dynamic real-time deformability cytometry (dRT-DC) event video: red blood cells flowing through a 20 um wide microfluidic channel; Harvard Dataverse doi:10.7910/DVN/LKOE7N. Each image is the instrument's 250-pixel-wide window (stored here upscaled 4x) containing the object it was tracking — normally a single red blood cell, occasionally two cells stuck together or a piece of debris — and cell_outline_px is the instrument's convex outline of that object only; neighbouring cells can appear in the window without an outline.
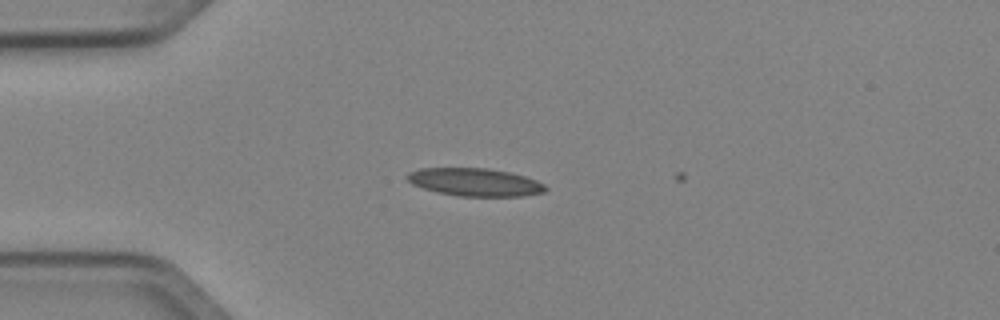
{"species": "Egyptian fruit bat (a non-hibernating species)", "species_latin": "Rousettus aegyptiacus", "temperature_condition": "cold", "stored_images_in_passage": 2, "camera_frame_rate_fps": 3000, "um_per_image_px": 0.085, "animal": {"sex": "female"}, "frame": {"image": 1, "passage_image": 1, "time_ms": 0.0, "image_size_px": [1000, 320], "cell_outline_px": [[548, 188], [544, 192], [524, 196], [460, 196], [440, 192], [424, 188], [412, 184], [404, 176], [408, 172], [420, 168], [488, 168], [508, 172], [524, 176], [536, 180], [544, 184]], "centroid_in_image_um": [40.37, 15.48], "position_along_channel_um": 44.6, "area_um2": 22.37}}